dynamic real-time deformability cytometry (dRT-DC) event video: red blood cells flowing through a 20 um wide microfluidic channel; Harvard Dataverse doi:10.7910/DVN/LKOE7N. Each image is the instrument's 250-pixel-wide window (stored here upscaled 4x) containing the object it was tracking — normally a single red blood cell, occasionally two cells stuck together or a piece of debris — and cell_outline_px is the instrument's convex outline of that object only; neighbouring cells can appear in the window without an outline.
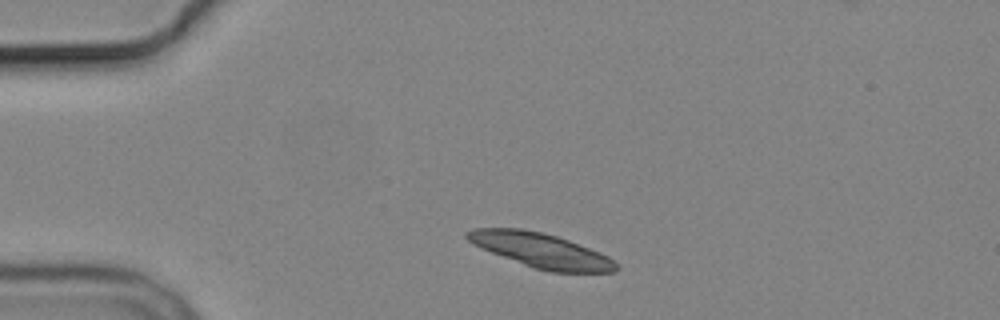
{"species": "common noctule bat (a hibernating species)", "species_latin": "Nyctalus noctula", "temperature_condition": "cold", "stored_images_in_passage": 3, "camera_frame_rate_fps": 3000, "um_per_image_px": 0.085, "animal": {"sex": "male", "body_mass_g": 19.2, "forearm_length_mm": 51.8}, "frame": {"image": 1, "passage_image": 1, "time_ms": 0.0, "image_size_px": [1000, 320], "cell_outline_px": [[620, 268], [616, 272], [552, 272], [532, 268], [472, 244], [464, 236], [464, 232], [472, 228], [520, 228], [540, 232], [556, 236], [568, 240], [600, 252], [608, 256]], "centroid_in_image_um": [45.97, 21.28], "position_along_channel_um": 39.0, "area_um2": 29.88}}